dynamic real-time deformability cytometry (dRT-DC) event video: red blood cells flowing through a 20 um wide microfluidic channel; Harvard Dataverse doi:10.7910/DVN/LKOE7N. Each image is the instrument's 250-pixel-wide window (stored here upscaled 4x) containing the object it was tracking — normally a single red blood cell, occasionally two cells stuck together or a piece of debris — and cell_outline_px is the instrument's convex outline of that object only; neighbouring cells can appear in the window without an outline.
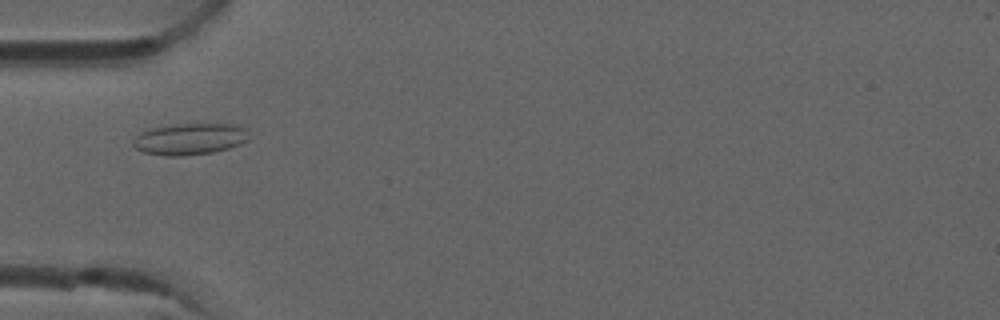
{"species": "common noctule bat (a hibernating species)", "species_latin": "Nyctalus noctula", "temperature_condition": "room temperature", "stored_images_in_passage": 44, "camera_frame_rate_fps": 3000, "um_per_image_px": 0.085, "animal": {"sex": "male", "forearm_length_mm": 52.5}, "frame": {"image": 1, "passage_image": 9, "time_ms": 2.667, "image_size_px": [1000, 320], "cell_outline_px": [[248, 140], [240, 144], [228, 148], [212, 152], [184, 156], [164, 156], [144, 152], [136, 148], [132, 144], [132, 140], [140, 132], [152, 128], [172, 124], [196, 120], [236, 124], [248, 128]], "centroid_in_image_um": [16.18, 11.75], "position_along_channel_um": 68.8, "area_um2": 22.37}}
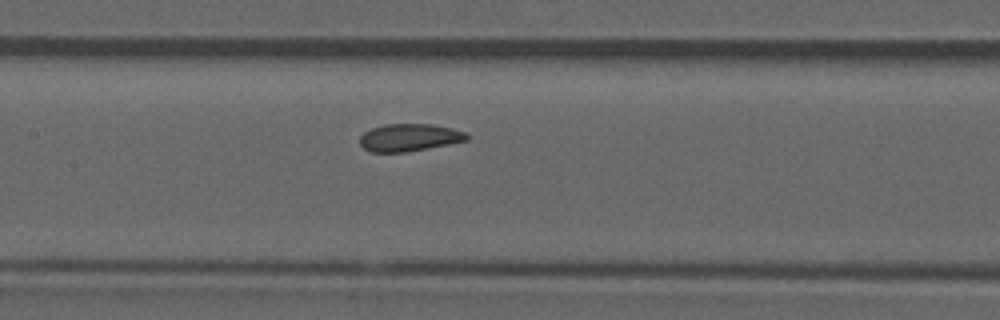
{"frame": {"image": 2, "passage_image": 17, "time_ms": 5.333, "image_size_px": [1000, 320], "cell_outline_px": [[472, 136], [468, 140], [428, 148], [404, 152], [372, 152], [364, 148], [360, 144], [360, 136], [364, 132], [372, 128], [384, 124], [432, 124], [452, 128], [464, 132]], "centroid_in_image_um": [34.81, 11.68], "position_along_channel_um": 172.6, "area_um2": 17.11}}
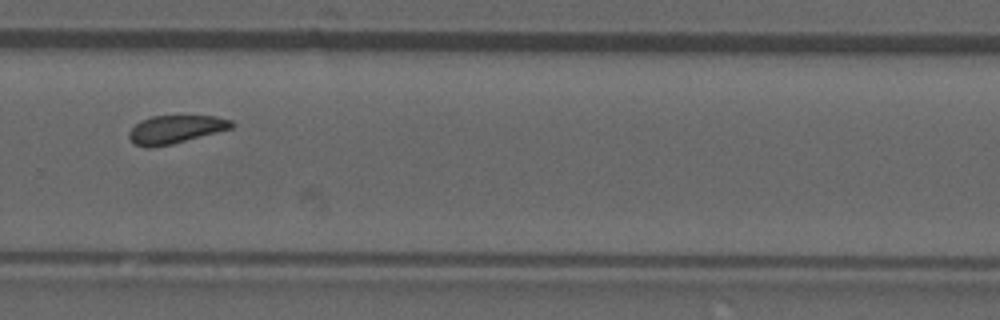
{"frame": {"image": 3, "passage_image": 28, "time_ms": 9.0, "image_size_px": [1000, 320], "cell_outline_px": [[236, 124], [232, 128], [172, 144], [152, 148], [148, 148], [136, 144], [128, 136], [128, 132], [140, 120], [152, 116], [216, 116], [232, 120]], "centroid_in_image_um": [14.93, 10.99], "position_along_channel_um": 314.9, "area_um2": 16.76}}